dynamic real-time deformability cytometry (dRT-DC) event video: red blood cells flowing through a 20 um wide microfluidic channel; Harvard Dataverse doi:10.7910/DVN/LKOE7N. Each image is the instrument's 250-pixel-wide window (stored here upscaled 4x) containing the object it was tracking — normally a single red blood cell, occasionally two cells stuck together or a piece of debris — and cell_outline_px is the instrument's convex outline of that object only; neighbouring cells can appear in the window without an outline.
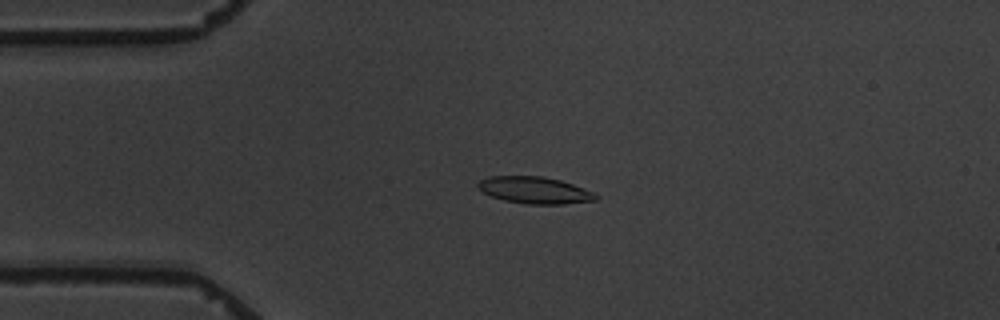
{"species": "common noctule bat (a hibernating species)", "species_latin": "Nyctalus noctula", "temperature_condition": "warm", "stored_images_in_passage": 3, "camera_frame_rate_fps": 3000, "um_per_image_px": 0.085, "animal": {"sex": "male", "body_mass_g": 19.5, "forearm_length_mm": 54.6}, "frame": {"image": 1, "passage_image": 3, "time_ms": 3.667, "image_size_px": [1000, 320], "cell_outline_px": [[600, 196], [596, 200], [564, 204], [524, 204], [504, 200], [492, 196], [484, 192], [476, 184], [480, 180], [488, 176], [544, 176], [560, 180], [596, 192]], "centroid_in_image_um": [45.49, 16.16], "position_along_channel_um": 39.5, "area_um2": 18.5}}